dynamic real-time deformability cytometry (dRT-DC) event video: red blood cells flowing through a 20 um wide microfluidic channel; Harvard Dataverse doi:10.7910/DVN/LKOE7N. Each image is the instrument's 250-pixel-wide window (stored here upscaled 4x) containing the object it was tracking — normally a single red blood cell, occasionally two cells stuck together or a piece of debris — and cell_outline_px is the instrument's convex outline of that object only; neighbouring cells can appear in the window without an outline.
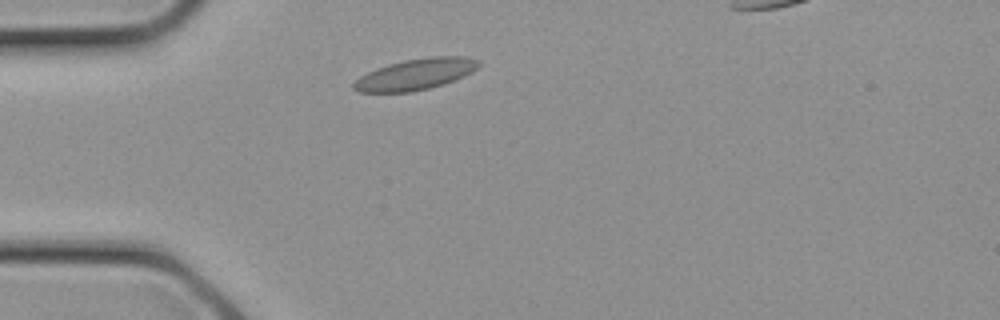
{"species": "common noctule bat (a hibernating species)", "species_latin": "Nyctalus noctula", "temperature_condition": "cold", "stored_images_in_passage": 7, "camera_frame_rate_fps": 3000, "um_per_image_px": 0.085, "animal": {"sex": "female", "body_mass_g": 21.9}, "frame": {"image": 1, "passage_image": 1, "time_ms": 0.0, "image_size_px": [1000, 320], "cell_outline_px": [[480, 64], [472, 72], [464, 76], [444, 84], [412, 92], [360, 92], [352, 88], [352, 84], [360, 76], [376, 68], [388, 64], [404, 60], [428, 56], [464, 56], [480, 60]], "centroid_in_image_um": [35.33, 6.3], "position_along_channel_um": 49.7, "area_um2": 22.72}}
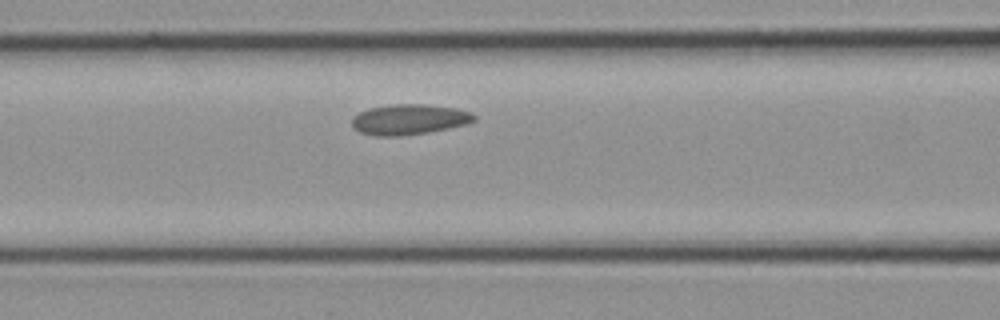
{"frame": {"image": 2, "passage_image": 5, "time_ms": 1.333, "image_size_px": [1000, 320], "cell_outline_px": [[476, 120], [464, 124], [448, 128], [428, 132], [400, 136], [376, 136], [360, 132], [352, 128], [352, 116], [368, 108], [392, 104], [424, 104], [456, 108], [472, 112], [476, 116]], "centroid_in_image_um": [34.75, 10.15], "position_along_channel_um": 131.8, "area_um2": 21.73}}
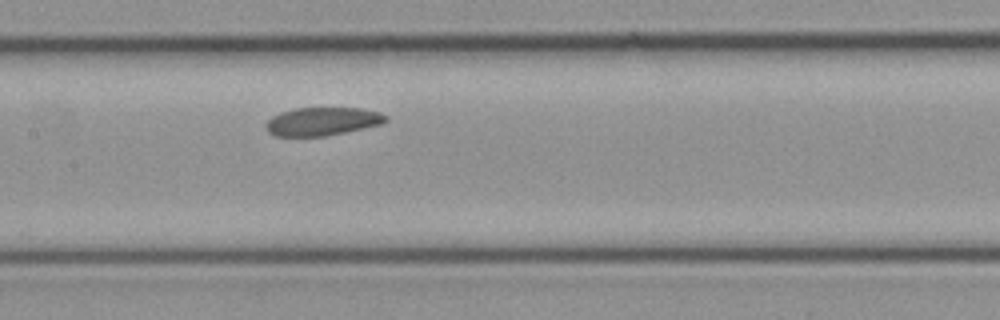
{"frame": {"image": 3, "passage_image": 7, "time_ms": 2.0, "image_size_px": [1000, 320], "cell_outline_px": [[388, 120], [380, 124], [344, 132], [324, 136], [276, 136], [268, 132], [264, 128], [264, 124], [272, 116], [280, 112], [292, 108], [360, 108], [380, 112], [388, 116]], "centroid_in_image_um": [27.35, 10.31], "position_along_channel_um": 180.0, "area_um2": 19.77}}